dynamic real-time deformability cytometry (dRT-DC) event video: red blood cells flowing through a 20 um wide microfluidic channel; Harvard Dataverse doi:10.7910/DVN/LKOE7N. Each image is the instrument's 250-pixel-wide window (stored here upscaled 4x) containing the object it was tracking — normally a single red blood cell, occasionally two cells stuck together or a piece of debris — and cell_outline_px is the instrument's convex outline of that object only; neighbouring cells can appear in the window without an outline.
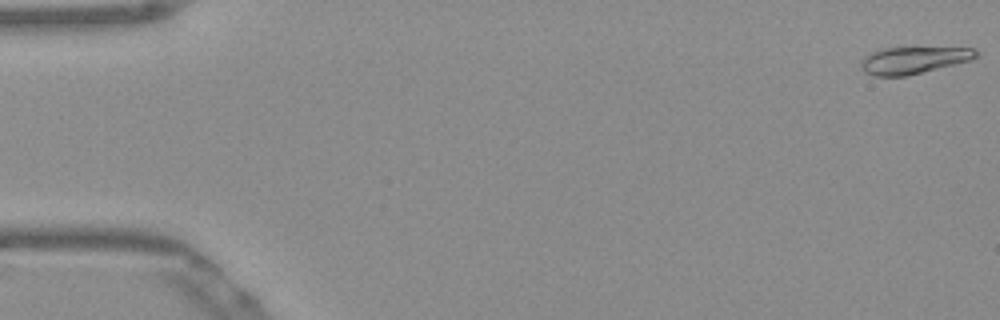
{"species": "Egyptian fruit bat (a non-hibernating species)", "species_latin": "Rousettus aegyptiacus", "temperature_condition": "warm", "stored_images_in_passage": 53, "camera_frame_rate_fps": 3000, "um_per_image_px": 0.085, "frame": {"image": 1, "passage_image": 1, "time_ms": 0.0, "image_size_px": [1000, 320], "cell_outline_px": [[976, 56], [972, 60], [908, 76], [876, 76], [864, 72], [860, 68], [860, 60], [864, 56], [880, 48], [976, 48]], "centroid_in_image_um": [77.6, 5.13], "position_along_channel_um": 7.4, "area_um2": 18.15}}
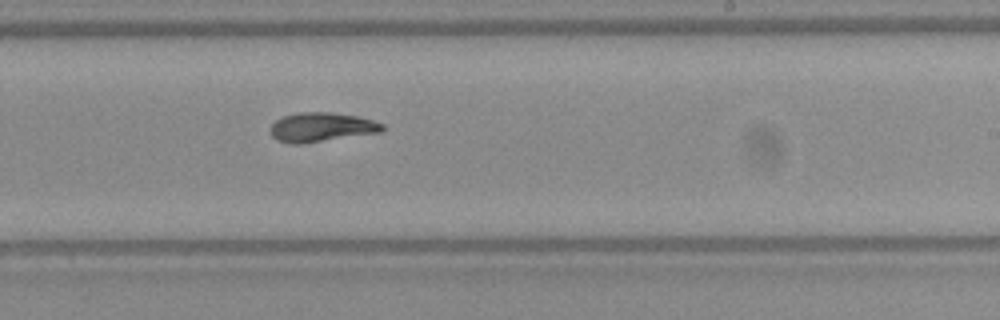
{"frame": {"image": 2, "passage_image": 32, "time_ms": 10.333, "image_size_px": [1000, 320], "cell_outline_px": [[384, 128], [380, 132], [300, 144], [292, 144], [276, 140], [268, 132], [268, 128], [276, 120], [284, 116], [296, 112], [328, 112], [356, 116], [372, 120], [384, 124]], "centroid_in_image_um": [27.25, 10.81], "position_along_channel_um": 261.7, "area_um2": 19.07}}
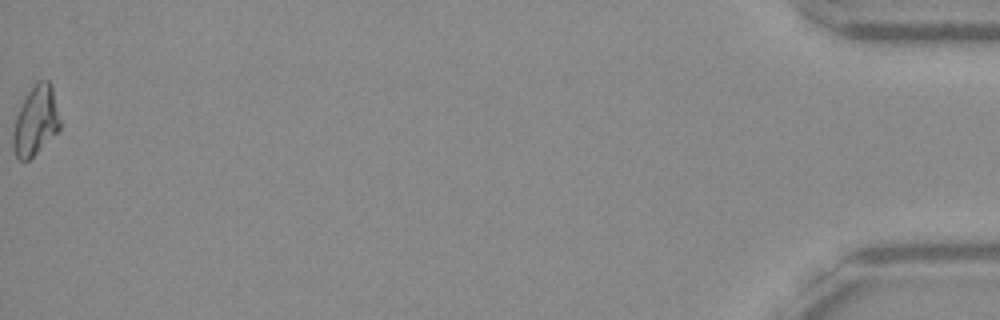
{"frame": {"image": 3, "passage_image": 53, "time_ms": 17.333, "image_size_px": [1000, 320], "cell_outline_px": [[60, 128], [28, 160], [20, 160], [16, 156], [12, 148], [12, 132], [16, 116], [32, 84], [40, 80], [48, 80], [52, 88], [60, 120]], "centroid_in_image_um": [3.0, 10.26], "position_along_channel_um": 432.2, "area_um2": 18.55}, "authors_computed_cell_mechanics": {"area_um2": 18.6116, "velocity_mm_per_s": 3.8763, "shape_relaxation_time_tau1_ms": 9.3152, "shape_relaxation_time_tau2_ms": 4.4163, "deformation_change_tau1": 0.2595, "deformation_change_tau2": 0.0818}}